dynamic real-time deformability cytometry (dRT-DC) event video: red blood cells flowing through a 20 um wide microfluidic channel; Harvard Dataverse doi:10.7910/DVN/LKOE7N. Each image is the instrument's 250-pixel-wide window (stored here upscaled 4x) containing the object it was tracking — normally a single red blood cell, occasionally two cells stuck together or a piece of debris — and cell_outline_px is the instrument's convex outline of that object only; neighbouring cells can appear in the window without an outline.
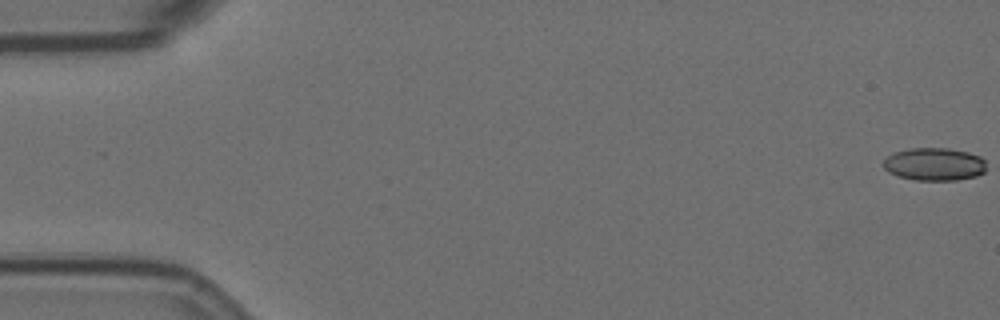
{"species": "Egyptian fruit bat (a non-hibernating species)", "species_latin": "Rousettus aegyptiacus", "temperature_condition": "room temperature", "stored_images_in_passage": 53, "camera_frame_rate_fps": 3000, "um_per_image_px": 0.085, "animal": {"sex": "female"}, "frame": {"image": 1, "passage_image": 1, "time_ms": 0.0, "image_size_px": [1000, 320], "cell_outline_px": [[984, 172], [976, 176], [956, 180], [916, 180], [896, 176], [888, 172], [884, 168], [884, 160], [892, 152], [912, 148], [948, 148], [968, 152], [980, 156], [984, 160]], "centroid_in_image_um": [79.39, 13.95], "position_along_channel_um": 5.6, "area_um2": 19.71}}
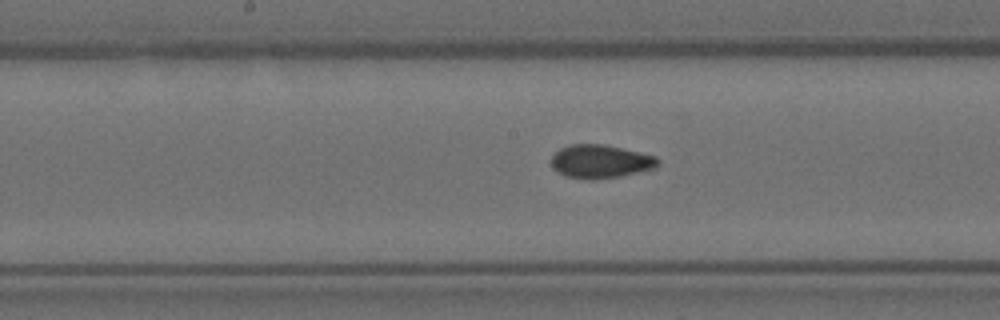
{"frame": {"image": 2, "passage_image": 30, "time_ms": 9.667, "image_size_px": [1000, 320], "cell_outline_px": [[660, 164], [652, 168], [620, 176], [596, 180], [588, 180], [564, 176], [552, 168], [552, 156], [560, 148], [572, 144], [600, 144], [620, 148], [656, 156], [660, 160]], "centroid_in_image_um": [51.0, 13.74], "position_along_channel_um": 197.2, "area_um2": 20.63}}
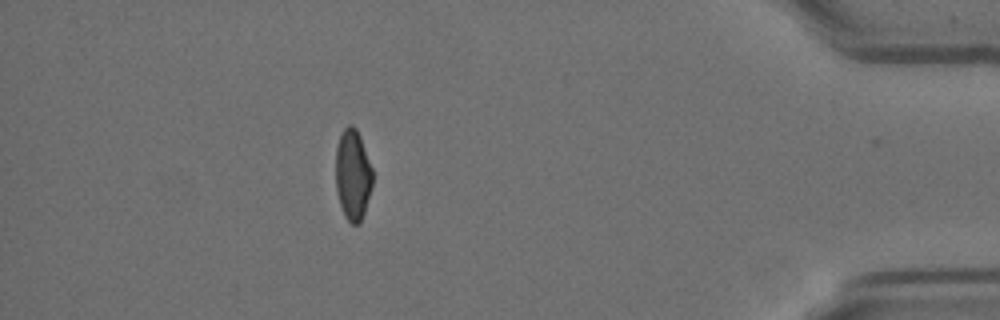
{"frame": {"image": 3, "passage_image": 52, "time_ms": 17.0, "image_size_px": [1000, 320], "cell_outline_px": [[372, 184], [364, 212], [360, 224], [352, 224], [344, 216], [336, 192], [336, 148], [340, 136], [344, 128], [348, 124], [352, 124], [356, 128], [360, 136], [372, 168]], "centroid_in_image_um": [29.98, 14.85], "position_along_channel_um": 405.2, "area_um2": 19.42}, "authors_computed_cell_mechanics": {"area_um2": 20.1144, "velocity_mm_per_s": 3.5279, "shape_relaxation_time_tau1_ms": 9.405, "shape_relaxation_time_tau2_ms": 1.3924, "deformation_change_tau1": 0.1779, "deformation_change_tau2": 0.0604}}